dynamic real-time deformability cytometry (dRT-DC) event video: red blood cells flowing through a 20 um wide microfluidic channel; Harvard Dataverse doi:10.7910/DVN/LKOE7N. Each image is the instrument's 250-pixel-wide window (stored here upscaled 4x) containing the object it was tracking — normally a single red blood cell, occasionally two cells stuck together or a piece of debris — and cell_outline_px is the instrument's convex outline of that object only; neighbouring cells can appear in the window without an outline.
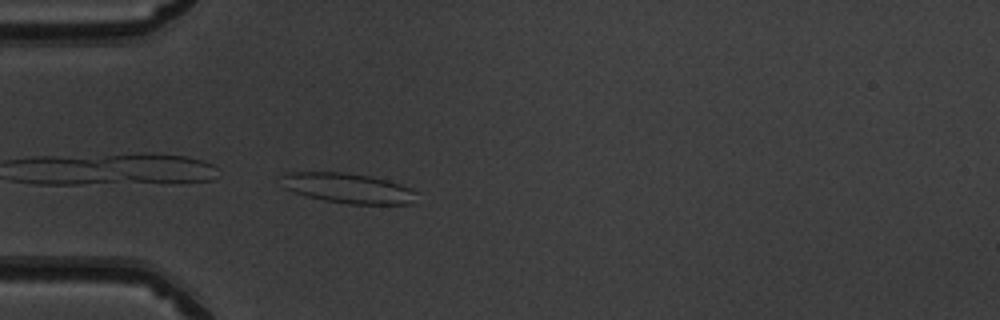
{"species": "common noctule bat (a hibernating species)", "species_latin": "Nyctalus noctula", "temperature_condition": "warm", "stored_images_in_passage": 5, "camera_frame_rate_fps": 3000, "um_per_image_px": 0.085, "animal": {"sex": "male", "body_mass_g": 19.5, "forearm_length_mm": 54.6}, "frame": {"image": 1, "passage_image": 5, "time_ms": 1.333, "image_size_px": [1000, 320], "cell_outline_px": [[416, 204], [348, 204], [324, 200], [308, 196], [284, 188], [284, 176], [288, 172], [344, 172], [368, 176], [388, 180], [412, 188], [416, 192]], "centroid_in_image_um": [29.68, 16.0], "position_along_channel_um": 55.3, "area_um2": 23.52}}